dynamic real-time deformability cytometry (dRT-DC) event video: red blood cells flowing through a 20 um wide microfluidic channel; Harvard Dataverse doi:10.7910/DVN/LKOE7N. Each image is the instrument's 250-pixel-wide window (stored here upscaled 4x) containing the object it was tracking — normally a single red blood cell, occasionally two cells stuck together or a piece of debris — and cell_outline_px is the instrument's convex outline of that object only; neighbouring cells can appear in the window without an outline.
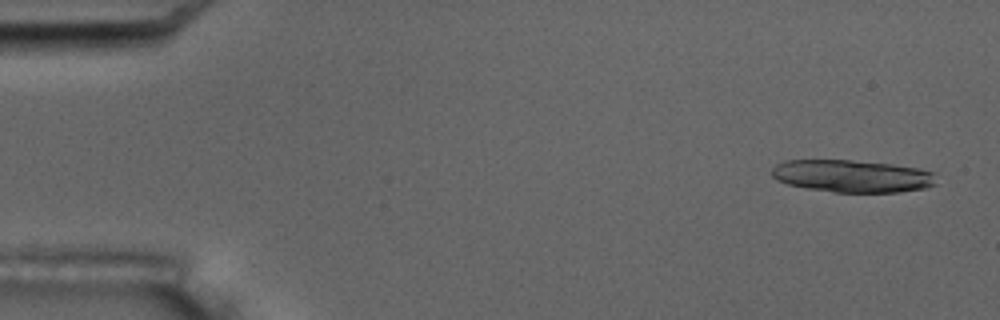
{"species": "common noctule bat (a hibernating species)", "species_latin": "Nyctalus noctula", "temperature_condition": "room temperature", "stored_images_in_passage": 6, "camera_frame_rate_fps": 3000, "um_per_image_px": 0.085, "animal": {"sex": "male", "body_mass_g": 17.5, "forearm_length_mm": 52.3}, "frame": {"image": 1, "passage_image": 1, "time_ms": 0.0, "image_size_px": [1000, 320], "cell_outline_px": [[936, 184], [924, 188], [900, 192], [832, 192], [808, 188], [788, 184], [776, 180], [772, 176], [772, 168], [776, 164], [784, 160], [852, 160], [892, 164], [920, 168], [936, 172]], "centroid_in_image_um": [72.46, 14.96], "position_along_channel_um": 12.5, "area_um2": 31.33}}
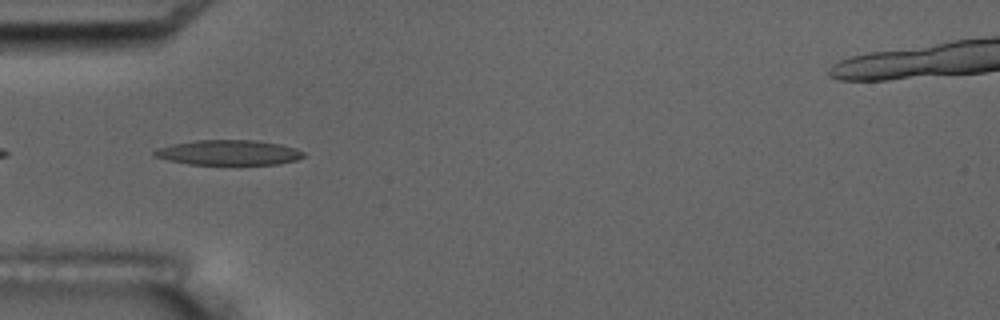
{"frame": {"image": 2, "passage_image": 5, "time_ms": 5.333, "image_size_px": [1000, 320], "cell_outline_px": [[304, 156], [296, 160], [276, 164], [188, 164], [168, 160], [152, 156], [152, 152], [156, 148], [172, 144], [196, 140], [256, 140], [280, 144], [296, 148], [304, 152]], "centroid_in_image_um": [19.4, 12.96], "position_along_channel_um": 65.6, "area_um2": 21.79}}